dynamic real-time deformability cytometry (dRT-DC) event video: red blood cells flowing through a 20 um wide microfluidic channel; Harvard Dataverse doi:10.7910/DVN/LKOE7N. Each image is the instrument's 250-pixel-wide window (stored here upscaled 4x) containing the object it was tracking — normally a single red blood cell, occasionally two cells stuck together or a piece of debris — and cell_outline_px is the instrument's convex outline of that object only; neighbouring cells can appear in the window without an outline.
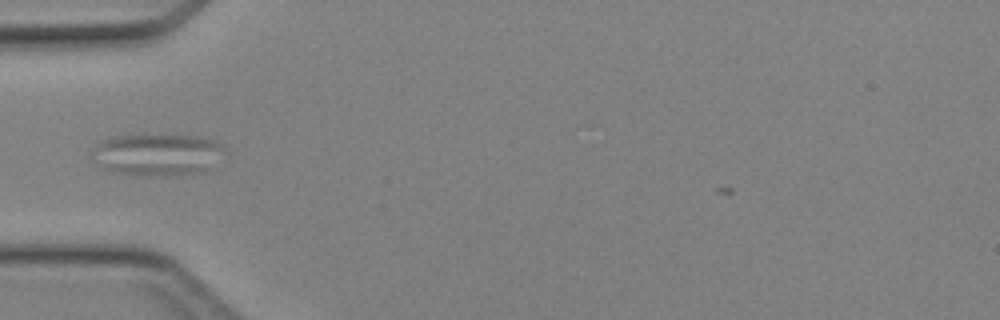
{"species": "Egyptian fruit bat (a non-hibernating species)", "species_latin": "Rousettus aegyptiacus", "temperature_condition": "cold", "stored_images_in_passage": 27, "camera_frame_rate_fps": 3000, "um_per_image_px": 0.085, "animal": {"sex": "female"}, "frame": {"image": 1, "passage_image": 1, "time_ms": 0.0, "image_size_px": [1000, 320], "cell_outline_px": [[228, 160], [212, 168], [200, 172], [152, 176], [112, 172], [104, 168], [92, 156], [92, 148], [100, 140], [116, 136], [144, 132], [196, 136], [212, 140], [224, 144], [228, 152]], "centroid_in_image_um": [13.5, 13.09], "position_along_channel_um": 71.5, "area_um2": 33.93}}
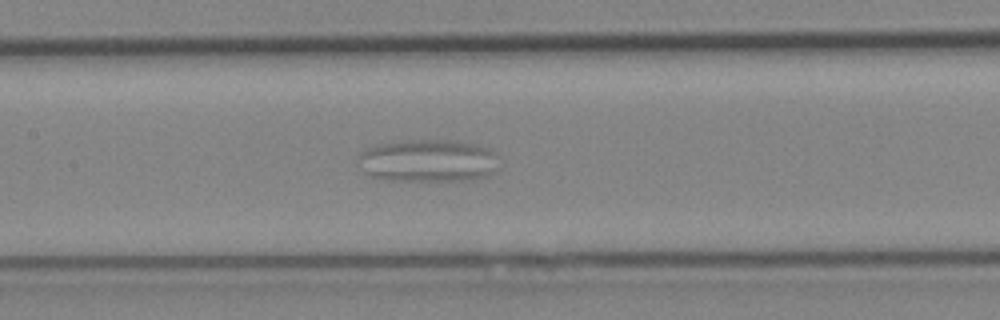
{"frame": {"image": 2, "passage_image": 9, "time_ms": 2.667, "image_size_px": [1000, 320], "cell_outline_px": [[500, 156], [496, 168], [488, 176], [472, 180], [388, 180], [372, 176], [368, 172], [360, 156], [368, 148], [380, 144], [408, 140], [448, 140], [476, 144], [488, 148]], "centroid_in_image_um": [36.53, 13.65], "position_along_channel_um": 170.9, "area_um2": 34.33}}
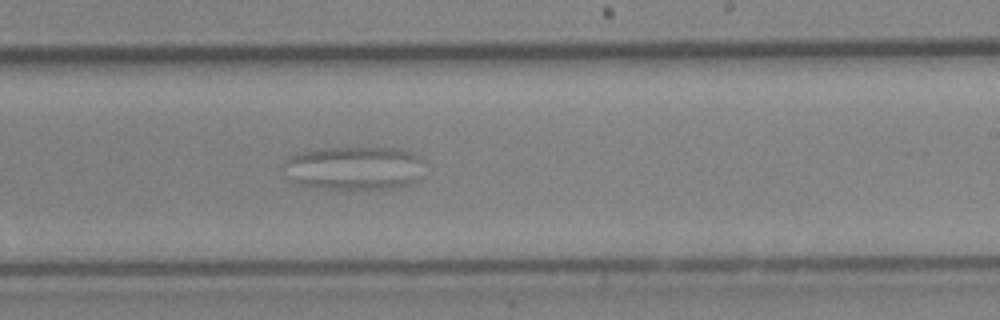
{"frame": {"image": 3, "passage_image": 16, "time_ms": 5.0, "image_size_px": [1000, 320], "cell_outline_px": [[420, 176], [416, 180], [408, 184], [388, 188], [324, 188], [300, 184], [288, 180], [284, 164], [296, 152], [324, 148], [400, 148], [412, 152], [420, 156]], "centroid_in_image_um": [30.07, 14.26], "position_along_channel_um": 258.9, "area_um2": 35.26}}